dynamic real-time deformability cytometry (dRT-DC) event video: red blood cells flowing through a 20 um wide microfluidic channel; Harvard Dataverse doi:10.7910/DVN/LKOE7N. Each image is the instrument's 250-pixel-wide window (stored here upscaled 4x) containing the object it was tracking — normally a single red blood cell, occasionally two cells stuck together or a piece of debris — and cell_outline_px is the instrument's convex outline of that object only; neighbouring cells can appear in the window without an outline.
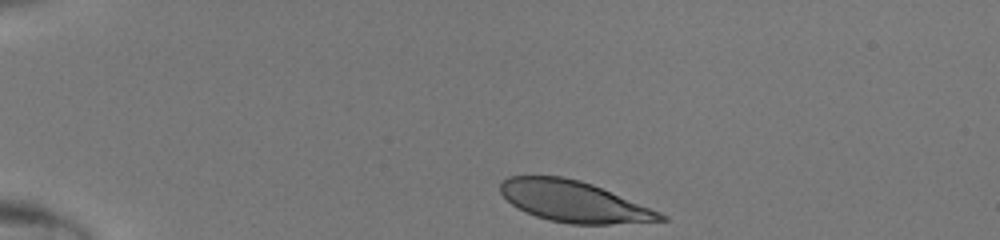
{"species": "human", "species_latin": "Homo sapiens", "temperature_condition": "room temperature", "stored_images_in_passage": 33, "camera_frame_rate_fps": 3000, "um_per_image_px": 0.085, "donor": {"sex": "male"}, "frame": {"image": 1, "passage_image": 1, "time_ms": 0.0, "image_size_px": [1000, 240], "cell_outline_px": [[668, 220], [608, 224], [568, 224], [548, 220], [524, 212], [512, 204], [500, 192], [500, 184], [508, 176], [564, 176], [580, 180], [592, 184], [660, 212], [668, 216]], "centroid_in_image_um": [48.75, 17.13], "position_along_channel_um": 36.2, "area_um2": 38.09}}
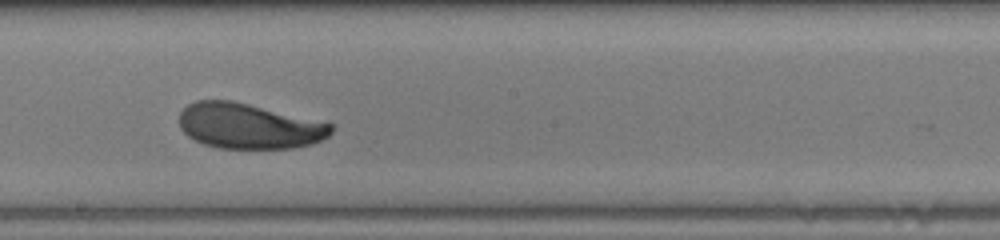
{"frame": {"image": 2, "passage_image": 19, "time_ms": 6.0, "image_size_px": [1000, 240], "cell_outline_px": [[332, 132], [328, 136], [312, 144], [292, 148], [220, 148], [204, 144], [188, 136], [180, 128], [180, 112], [188, 104], [196, 100], [232, 100], [332, 124]], "centroid_in_image_um": [21.12, 10.71], "position_along_channel_um": 227.1, "area_um2": 39.77}}
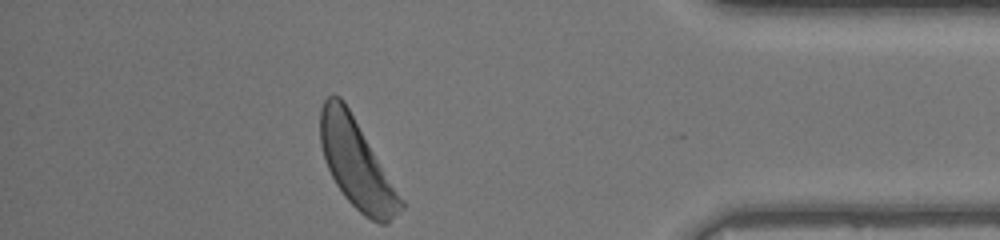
{"frame": {"image": 3, "passage_image": 33, "time_ms": 10.667, "image_size_px": [1000, 240], "cell_outline_px": [[404, 208], [388, 224], [380, 224], [364, 216], [344, 196], [336, 184], [324, 160], [320, 144], [320, 108], [324, 100], [332, 92], [340, 96], [344, 100], [404, 200]], "centroid_in_image_um": [30.3, 13.91], "position_along_channel_um": 404.9, "area_um2": 41.56}}